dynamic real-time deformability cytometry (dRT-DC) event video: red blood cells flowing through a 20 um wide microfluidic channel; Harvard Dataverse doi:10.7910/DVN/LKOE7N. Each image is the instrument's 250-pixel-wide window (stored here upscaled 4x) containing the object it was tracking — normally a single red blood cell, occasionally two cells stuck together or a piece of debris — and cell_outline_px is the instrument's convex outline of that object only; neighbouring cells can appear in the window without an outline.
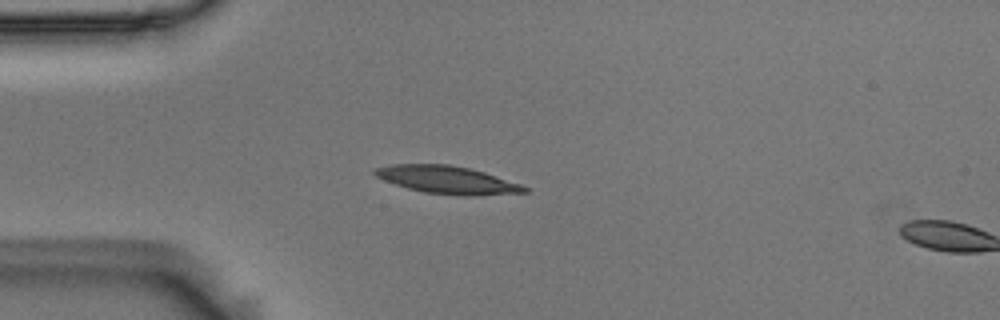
{"species": "Egyptian fruit bat (a non-hibernating species)", "species_latin": "Rousettus aegyptiacus", "temperature_condition": "room temperature", "stored_images_in_passage": 4, "camera_frame_rate_fps": 3000, "um_per_image_px": 0.085, "animal": {"sex": "male"}, "frame": {"image": 1, "passage_image": 2, "time_ms": 0.333, "image_size_px": [1000, 320], "cell_outline_px": [[528, 192], [476, 196], [460, 196], [424, 192], [408, 188], [384, 180], [376, 176], [372, 172], [376, 168], [392, 164], [448, 164], [468, 168], [484, 172], [520, 184], [528, 188]], "centroid_in_image_um": [38.03, 15.29], "position_along_channel_um": 47.0, "area_um2": 24.04}}